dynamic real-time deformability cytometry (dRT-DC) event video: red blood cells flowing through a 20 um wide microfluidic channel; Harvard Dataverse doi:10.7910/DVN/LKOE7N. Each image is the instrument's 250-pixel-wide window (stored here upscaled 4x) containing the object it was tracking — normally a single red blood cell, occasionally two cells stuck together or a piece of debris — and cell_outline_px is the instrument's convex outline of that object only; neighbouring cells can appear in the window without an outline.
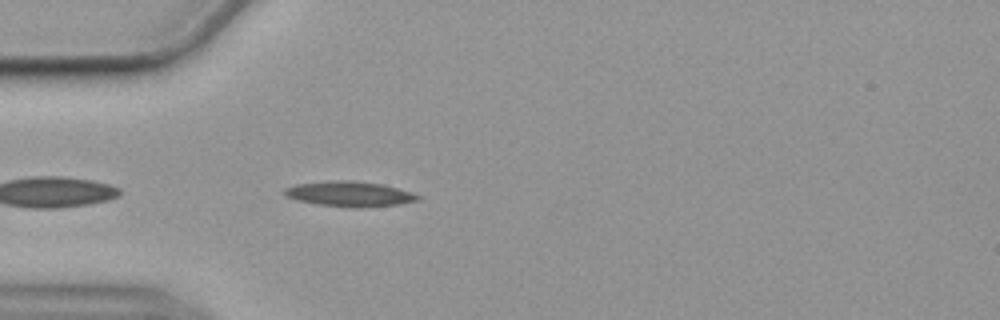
{"species": "common noctule bat (a hibernating species)", "species_latin": "Nyctalus noctula", "temperature_condition": "cold", "stored_images_in_passage": 17, "camera_frame_rate_fps": 3000, "um_per_image_px": 0.085, "animal": {"sex": "female", "body_mass_g": 19.9}, "frame": {"image": 1, "passage_image": 3, "time_ms": 0.667, "image_size_px": [1000, 320], "cell_outline_px": [[424, 196], [420, 200], [400, 204], [360, 208], [352, 208], [316, 204], [296, 200], [284, 196], [284, 188], [296, 184], [332, 180], [352, 180], [380, 184], [412, 192]], "centroid_in_image_um": [29.72, 16.49], "position_along_channel_um": 55.3, "area_um2": 19.83}}